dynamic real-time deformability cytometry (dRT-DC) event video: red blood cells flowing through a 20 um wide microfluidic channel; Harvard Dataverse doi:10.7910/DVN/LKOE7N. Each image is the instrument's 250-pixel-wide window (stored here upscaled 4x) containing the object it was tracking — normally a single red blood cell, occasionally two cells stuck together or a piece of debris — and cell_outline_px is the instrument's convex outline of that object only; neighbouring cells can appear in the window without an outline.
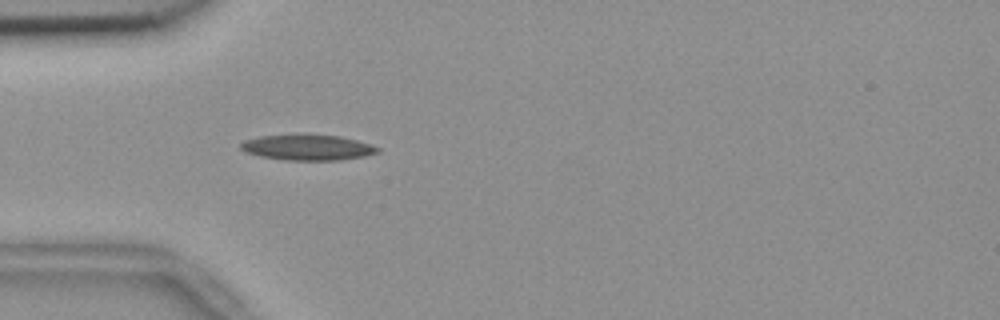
{"species": "common noctule bat (a hibernating species)", "species_latin": "Nyctalus noctula", "temperature_condition": "room temperature", "stored_images_in_passage": 39, "camera_frame_rate_fps": 3000, "um_per_image_px": 0.085, "animal": {"sex": "female", "body_mass_g": 18.4}, "frame": {"image": 1, "passage_image": 1, "time_ms": 0.0, "image_size_px": [1000, 320], "cell_outline_px": [[380, 152], [364, 156], [340, 160], [284, 160], [260, 156], [244, 152], [240, 148], [240, 144], [244, 140], [260, 136], [340, 136], [372, 144], [380, 148]], "centroid_in_image_um": [26.16, 12.56], "position_along_channel_um": 58.8, "area_um2": 20.0}}
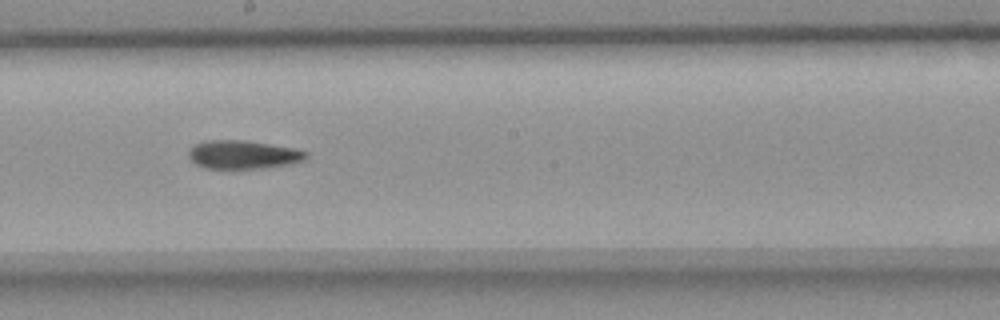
{"frame": {"image": 2, "passage_image": 15, "time_ms": 4.667, "image_size_px": [1000, 320], "cell_outline_px": [[308, 156], [304, 160], [288, 164], [264, 168], [204, 168], [196, 164], [188, 156], [188, 152], [192, 144], [204, 140], [244, 140], [292, 148], [308, 152]], "centroid_in_image_um": [20.61, 13.13], "position_along_channel_um": 227.6, "area_um2": 19.42}}
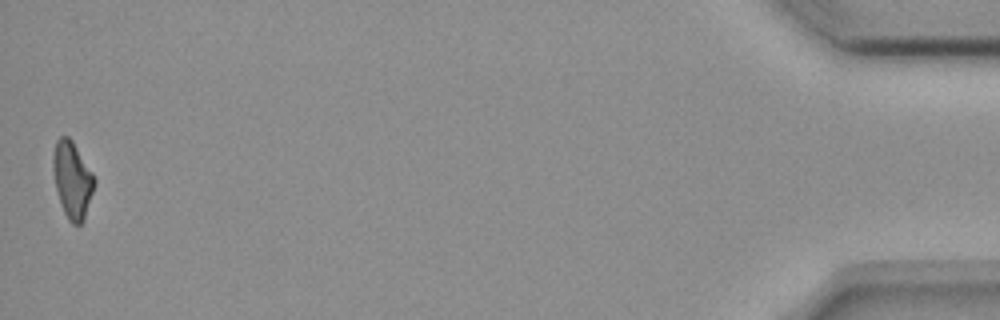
{"frame": {"image": 3, "passage_image": 39, "time_ms": 12.667, "image_size_px": [1000, 320], "cell_outline_px": [[96, 180], [84, 220], [80, 224], [72, 224], [68, 220], [64, 212], [56, 188], [52, 168], [52, 156], [56, 140], [60, 136], [68, 136], [72, 140], [92, 172]], "centroid_in_image_um": [6.13, 15.26], "position_along_channel_um": 429.1, "area_um2": 18.32}, "authors_computed_cell_mechanics": {"area_um2": 19.1896, "velocity_mm_per_s": 3.7017, "shape_relaxation_time_tau1_ms": 11.1934, "shape_relaxation_time_tau2_ms": 3.6524, "deformation_change_tau1": 0.238, "deformation_change_tau2": 0.1036}}